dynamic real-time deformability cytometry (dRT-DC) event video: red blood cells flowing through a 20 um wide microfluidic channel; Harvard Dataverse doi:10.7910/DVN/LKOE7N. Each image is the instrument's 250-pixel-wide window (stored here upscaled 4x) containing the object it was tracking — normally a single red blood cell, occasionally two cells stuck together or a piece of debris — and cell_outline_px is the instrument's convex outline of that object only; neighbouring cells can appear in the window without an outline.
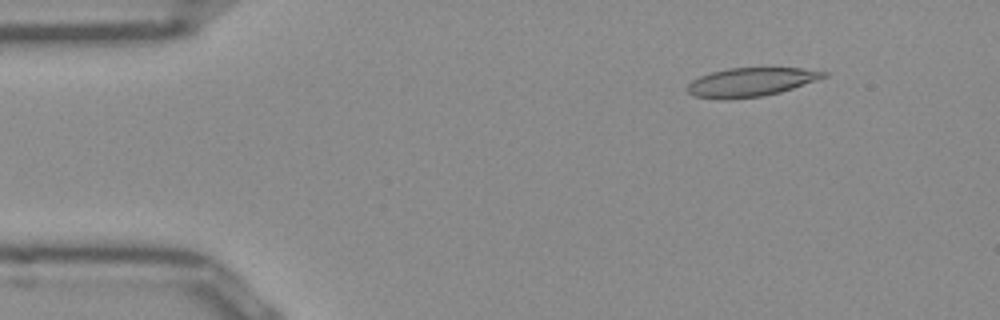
{"species": "Egyptian fruit bat (a non-hibernating species)", "species_latin": "Rousettus aegyptiacus", "temperature_condition": "room temperature", "stored_images_in_passage": 51, "camera_frame_rate_fps": 3000, "um_per_image_px": 0.085, "frame": {"image": 1, "passage_image": 6, "time_ms": 1.667, "image_size_px": [1000, 320], "cell_outline_px": [[828, 76], [780, 92], [764, 96], [692, 96], [688, 92], [688, 84], [692, 80], [700, 76], [712, 72], [728, 68], [800, 68], [828, 72]], "centroid_in_image_um": [63.89, 6.92], "position_along_channel_um": 21.1, "area_um2": 21.73}}
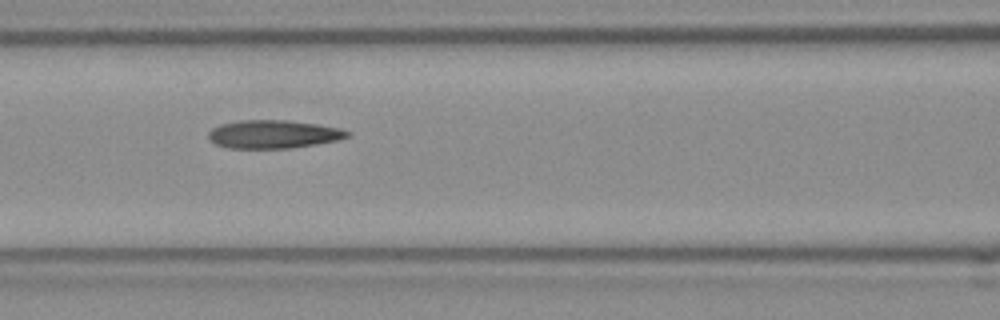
{"frame": {"image": 2, "passage_image": 21, "time_ms": 6.667, "image_size_px": [1000, 320], "cell_outline_px": [[352, 136], [336, 140], [316, 144], [288, 148], [228, 148], [216, 144], [208, 136], [208, 132], [212, 128], [220, 124], [240, 120], [288, 120], [316, 124], [340, 128], [352, 132]], "centroid_in_image_um": [23.26, 11.4], "position_along_channel_um": 143.3, "area_um2": 22.83}}
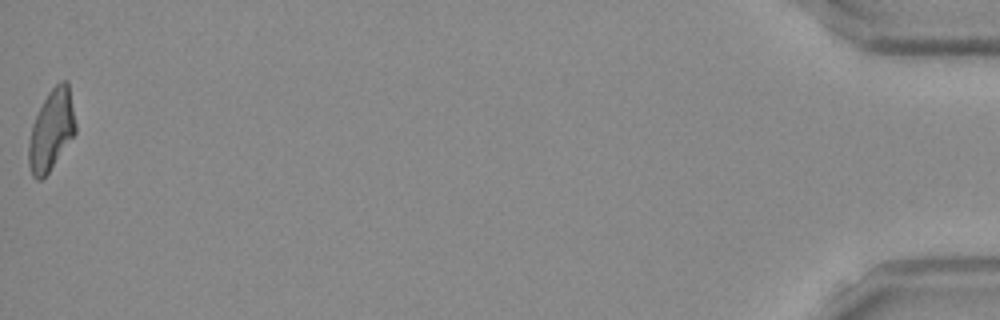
{"frame": {"image": 3, "passage_image": 51, "time_ms": 16.667, "image_size_px": [1000, 320], "cell_outline_px": [[76, 132], [48, 172], [40, 180], [36, 180], [32, 176], [28, 164], [28, 144], [32, 124], [48, 92], [60, 80], [68, 80], [76, 124]], "centroid_in_image_um": [4.36, 11.05], "position_along_channel_um": 430.8, "area_um2": 21.85}, "authors_computed_cell_mechanics": {"area_um2": 22.831, "velocity_mm_per_s": 3.921, "shape_relaxation_time_tau1_ms": 11.2113, "shape_relaxation_time_tau2_ms": 3.1524, "deformation_change_tau1": 0.2932, "deformation_change_tau2": 0.1397}}